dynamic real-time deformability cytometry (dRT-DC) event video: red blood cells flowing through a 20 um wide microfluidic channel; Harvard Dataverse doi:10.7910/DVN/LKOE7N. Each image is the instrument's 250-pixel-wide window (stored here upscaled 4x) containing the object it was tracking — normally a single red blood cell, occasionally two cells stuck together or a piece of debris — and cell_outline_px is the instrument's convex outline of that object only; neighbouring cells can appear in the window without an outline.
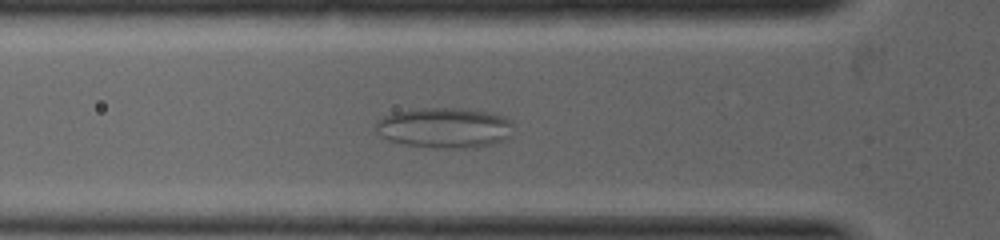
{"species": "common noctule bat (a hibernating species)", "species_latin": "Nyctalus noctula", "temperature_condition": "warm", "stored_images_in_passage": 31, "camera_frame_rate_fps": 5000, "um_per_image_px": 0.085, "animal": {"sex": "female", "body_mass_g": 19.0, "forearm_length_mm": 53.3}, "frame": {"image": 1, "passage_image": 9, "time_ms": 2.2, "image_size_px": [1000, 240], "cell_outline_px": [[512, 136], [504, 140], [492, 144], [476, 148], [432, 148], [404, 144], [388, 140], [380, 136], [376, 132], [376, 124], [384, 116], [392, 112], [420, 108], [460, 108], [488, 112], [504, 116], [512, 120]], "centroid_in_image_um": [37.81, 10.87], "position_along_channel_um": 88.0, "area_um2": 32.77}}
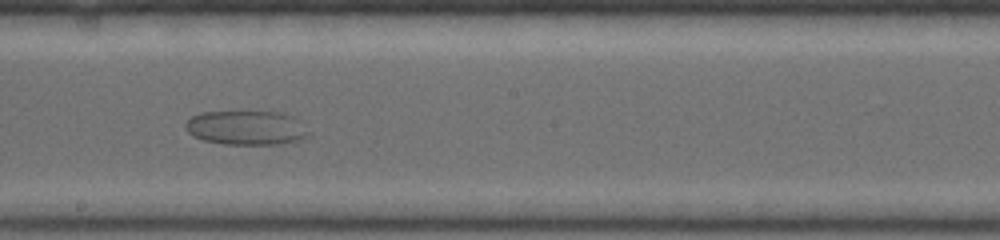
{"frame": {"image": 2, "passage_image": 17, "time_ms": 4.2, "image_size_px": [1000, 240], "cell_outline_px": [[312, 132], [304, 140], [284, 144], [224, 144], [204, 140], [192, 136], [188, 132], [184, 124], [192, 116], [204, 112], [280, 112], [292, 116]], "centroid_in_image_um": [20.99, 10.88], "position_along_channel_um": 227.2, "area_um2": 24.74}}
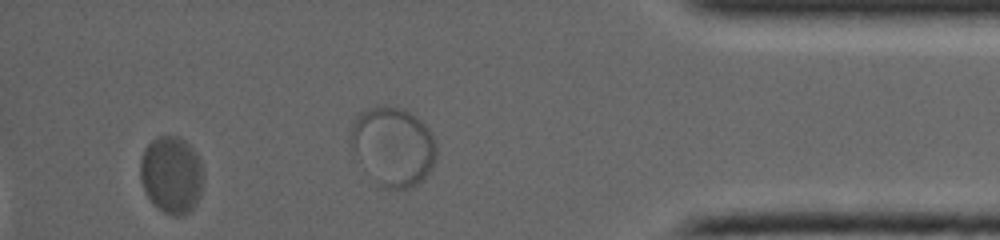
{"frame": {"image": 3, "passage_image": 28, "time_ms": 7.0, "image_size_px": [1000, 240], "cell_outline_px": [[200, 196], [196, 204], [184, 216], [172, 216], [164, 212], [152, 204], [140, 180], [140, 160], [144, 148], [152, 140], [160, 136], [180, 136], [196, 152], [200, 160]], "centroid_in_image_um": [14.54, 14.86], "position_along_channel_um": 420.7, "area_um2": 28.21}}